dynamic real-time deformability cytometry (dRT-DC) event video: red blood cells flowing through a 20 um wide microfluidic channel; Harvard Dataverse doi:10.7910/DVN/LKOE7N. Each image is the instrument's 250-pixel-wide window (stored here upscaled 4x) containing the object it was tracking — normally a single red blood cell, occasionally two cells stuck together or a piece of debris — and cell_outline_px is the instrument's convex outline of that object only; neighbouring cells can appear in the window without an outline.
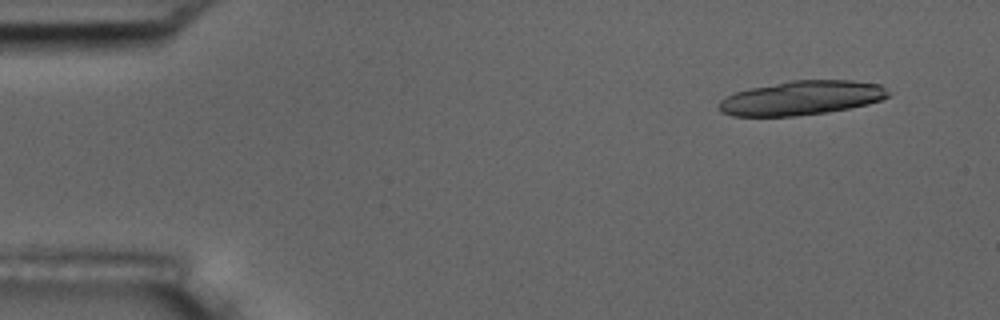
{"species": "common noctule bat (a hibernating species)", "species_latin": "Nyctalus noctula", "temperature_condition": "room temperature", "stored_images_in_passage": 4, "camera_frame_rate_fps": 3000, "um_per_image_px": 0.085, "animal": {"sex": "male", "body_mass_g": 17.5, "forearm_length_mm": 52.3}, "frame": {"image": 1, "passage_image": 1, "time_ms": 0.0, "image_size_px": [1000, 320], "cell_outline_px": [[892, 92], [888, 96], [880, 100], [868, 104], [828, 112], [796, 116], [732, 116], [720, 112], [720, 100], [724, 96], [748, 88], [792, 80], [852, 80], [880, 84]], "centroid_in_image_um": [68.14, 8.32], "position_along_channel_um": 16.9, "area_um2": 33.93}}